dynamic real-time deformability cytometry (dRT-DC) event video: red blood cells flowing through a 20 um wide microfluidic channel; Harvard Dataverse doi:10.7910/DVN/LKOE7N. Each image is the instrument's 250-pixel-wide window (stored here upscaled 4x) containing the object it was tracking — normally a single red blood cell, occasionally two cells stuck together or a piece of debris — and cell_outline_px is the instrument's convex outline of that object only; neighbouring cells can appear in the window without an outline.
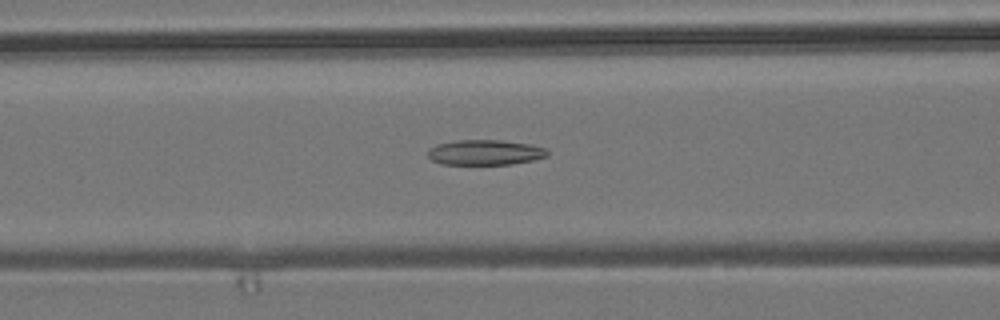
{"species": "common noctule bat (a hibernating species)", "species_latin": "Nyctalus noctula", "temperature_condition": "room temperature", "stored_images_in_passage": 53, "camera_frame_rate_fps": 3000, "um_per_image_px": 0.085, "animal": {"sex": "male", "body_mass_g": 19.2, "forearm_length_mm": 51.8}, "frame": {"image": 1, "passage_image": 20, "time_ms": 6.333, "image_size_px": [1000, 320], "cell_outline_px": [[548, 156], [532, 160], [512, 164], [440, 164], [432, 160], [428, 156], [428, 148], [436, 144], [456, 140], [500, 140], [532, 144], [544, 148], [548, 152]], "centroid_in_image_um": [41.2, 12.95], "position_along_channel_um": 125.4, "area_um2": 17.63}}
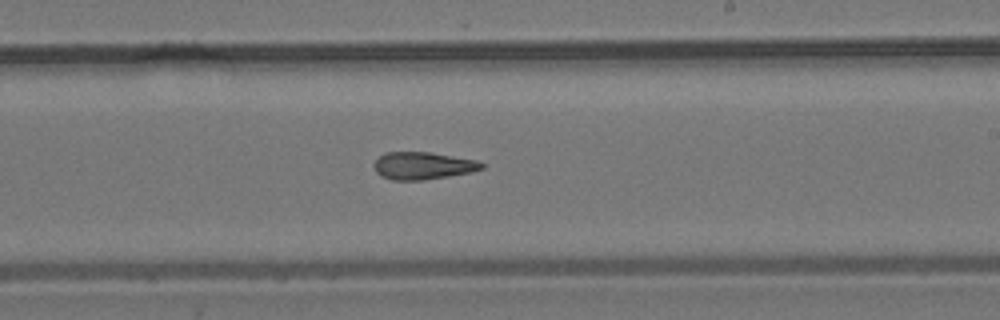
{"frame": {"image": 2, "passage_image": 30, "time_ms": 9.667, "image_size_px": [1000, 320], "cell_outline_px": [[484, 168], [472, 172], [424, 180], [392, 180], [380, 176], [376, 172], [376, 160], [384, 152], [428, 152], [480, 160], [484, 164]], "centroid_in_image_um": [35.99, 14.08], "position_along_channel_um": 253.0, "area_um2": 17.22}}
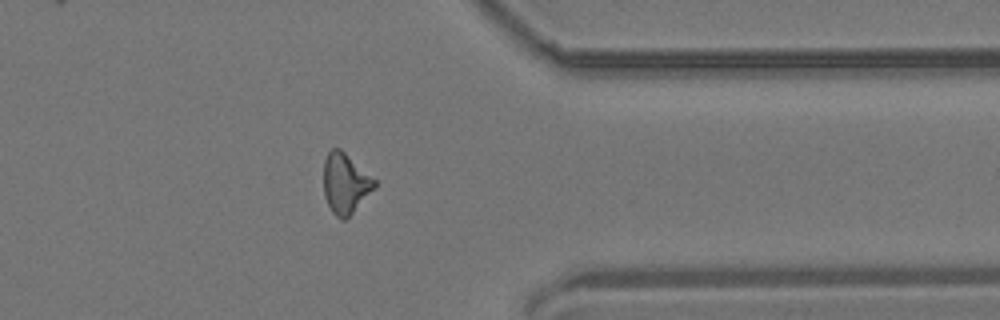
{"frame": {"image": 3, "passage_image": 41, "time_ms": 13.333, "image_size_px": [1000, 320], "cell_outline_px": [[376, 184], [352, 212], [344, 220], [340, 220], [332, 212], [324, 196], [324, 160], [328, 152], [332, 148], [340, 148], [376, 180]], "centroid_in_image_um": [29.31, 15.56], "position_along_channel_um": 382.1, "area_um2": 17.4}, "authors_computed_cell_mechanics": {"area_um2": 17.8024, "velocity_mm_per_s": 3.8305, "shape_relaxation_time_tau1_ms": null, "shape_relaxation_time_tau2_ms": 4.0698, "deformation_change_tau1": null, "deformation_change_tau2": 0.1452}}